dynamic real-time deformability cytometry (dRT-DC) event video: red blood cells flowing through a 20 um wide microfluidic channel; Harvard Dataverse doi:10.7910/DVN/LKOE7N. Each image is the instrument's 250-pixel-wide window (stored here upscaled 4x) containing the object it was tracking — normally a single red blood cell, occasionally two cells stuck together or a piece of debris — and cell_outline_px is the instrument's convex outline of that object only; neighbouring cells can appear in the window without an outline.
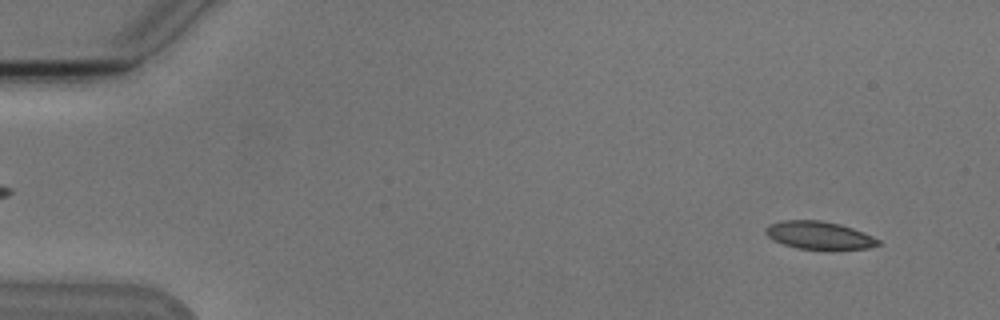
{"species": "Egyptian fruit bat (a non-hibernating species)", "species_latin": "Rousettus aegyptiacus", "temperature_condition": "cold", "stored_images_in_passage": 5, "camera_frame_rate_fps": 3000, "um_per_image_px": 0.085, "animal": {"sex": "male"}, "frame": {"image": 1, "passage_image": 1, "time_ms": 0.0, "image_size_px": [1000, 320], "cell_outline_px": [[880, 244], [868, 248], [796, 248], [772, 240], [764, 232], [764, 228], [768, 224], [780, 220], [820, 220], [840, 224], [864, 232], [880, 240]], "centroid_in_image_um": [69.56, 19.97], "position_along_channel_um": 15.4, "area_um2": 18.03}}
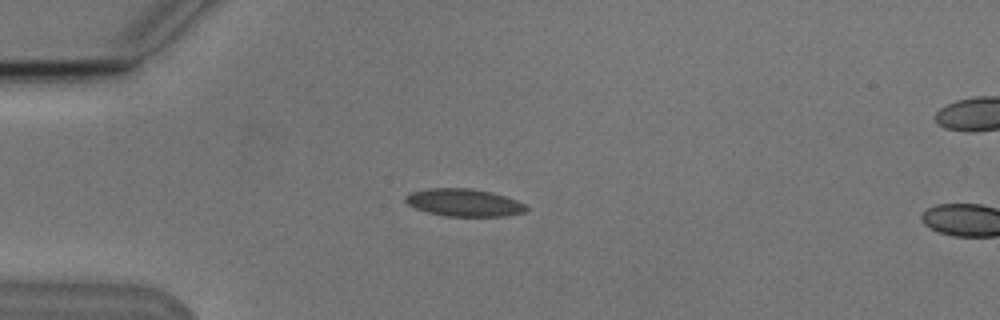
{"frame": {"image": 2, "passage_image": 4, "time_ms": 3.333, "image_size_px": [1000, 320], "cell_outline_px": [[528, 208], [524, 212], [508, 216], [444, 216], [428, 212], [416, 208], [408, 204], [404, 200], [404, 196], [412, 192], [428, 188], [472, 188], [492, 192], [528, 204]], "centroid_in_image_um": [39.46, 17.22], "position_along_channel_um": 45.5, "area_um2": 19.48}}